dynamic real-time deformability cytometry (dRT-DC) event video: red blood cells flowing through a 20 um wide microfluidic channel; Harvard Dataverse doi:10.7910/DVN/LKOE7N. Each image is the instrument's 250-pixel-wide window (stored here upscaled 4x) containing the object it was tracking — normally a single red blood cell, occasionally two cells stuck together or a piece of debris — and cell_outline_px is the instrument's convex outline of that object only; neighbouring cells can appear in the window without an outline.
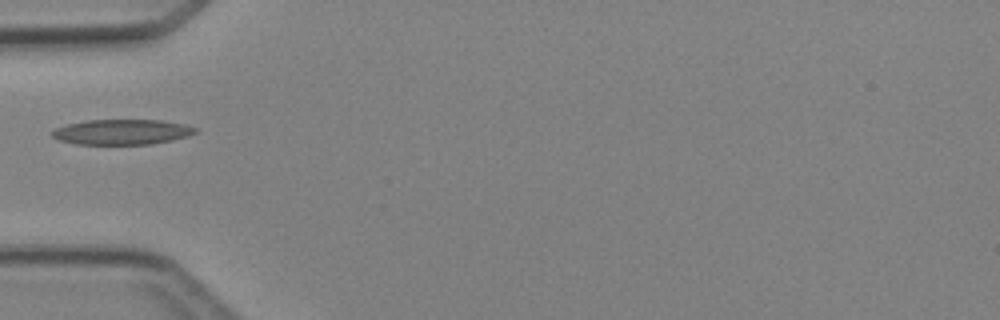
{"species": "Egyptian fruit bat (a non-hibernating species)", "species_latin": "Rousettus aegyptiacus", "temperature_condition": "cold", "stored_images_in_passage": 1, "camera_frame_rate_fps": 3000, "um_per_image_px": 0.085, "animal": {"sex": "female"}, "frame": {"image": 1, "passage_image": 1, "time_ms": 0.0, "image_size_px": [1000, 320], "cell_outline_px": [[196, 132], [188, 136], [172, 140], [152, 144], [76, 144], [60, 140], [52, 136], [52, 132], [56, 128], [68, 124], [88, 120], [160, 120], [184, 124], [196, 128]], "centroid_in_image_um": [10.38, 11.22], "position_along_channel_um": 74.6, "area_um2": 20.87}}